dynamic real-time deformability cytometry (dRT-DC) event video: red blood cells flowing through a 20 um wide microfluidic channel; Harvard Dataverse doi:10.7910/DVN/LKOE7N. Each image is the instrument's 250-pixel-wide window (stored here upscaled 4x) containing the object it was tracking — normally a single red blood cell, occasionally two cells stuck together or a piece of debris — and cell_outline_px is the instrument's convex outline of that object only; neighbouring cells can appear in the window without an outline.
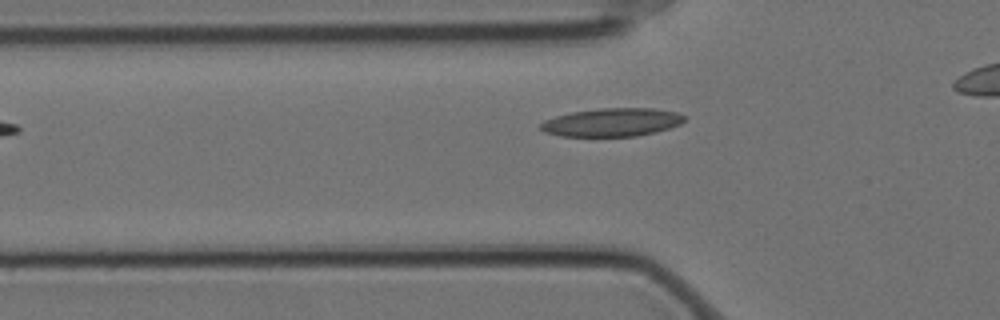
{"species": "Egyptian fruit bat (a non-hibernating species)", "species_latin": "Rousettus aegyptiacus", "temperature_condition": "cold", "stored_images_in_passage": 4, "camera_frame_rate_fps": 3000, "um_per_image_px": 0.085, "animal": {"sex": "female"}, "frame": {"image": 1, "passage_image": 4, "time_ms": 1.0, "image_size_px": [1000, 320], "cell_outline_px": [[684, 120], [680, 124], [656, 132], [636, 136], [560, 136], [544, 132], [540, 128], [540, 124], [544, 120], [556, 116], [572, 112], [600, 108], [652, 108], [676, 112], [684, 116]], "centroid_in_image_um": [51.99, 10.39], "position_along_channel_um": 73.8, "area_um2": 23.58}}